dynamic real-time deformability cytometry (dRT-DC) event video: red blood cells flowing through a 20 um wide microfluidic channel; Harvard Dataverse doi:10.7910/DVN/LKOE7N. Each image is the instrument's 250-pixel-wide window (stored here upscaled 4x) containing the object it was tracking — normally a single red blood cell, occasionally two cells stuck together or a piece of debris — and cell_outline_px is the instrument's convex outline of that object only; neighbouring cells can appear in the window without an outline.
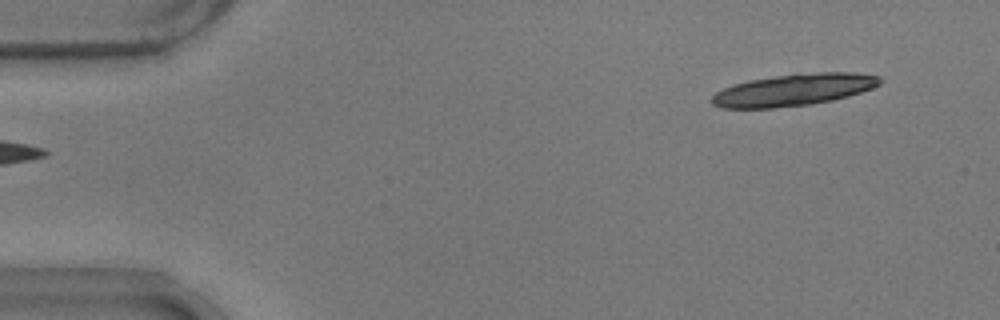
{"species": "common noctule bat (a hibernating species)", "species_latin": "Nyctalus noctula", "temperature_condition": "warm", "stored_images_in_passage": 16, "camera_frame_rate_fps": 3000, "um_per_image_px": 0.085, "animal": {"sex": "male", "body_mass_g": 17.9}, "frame": {"image": 1, "passage_image": 1, "time_ms": 0.0, "image_size_px": [1000, 320], "cell_outline_px": [[884, 80], [880, 84], [872, 88], [848, 96], [832, 100], [812, 104], [772, 108], [720, 108], [712, 104], [712, 96], [716, 92], [732, 84], [748, 80], [776, 76], [820, 72], [852, 72], [880, 76]], "centroid_in_image_um": [67.47, 7.64], "position_along_channel_um": 17.5, "area_um2": 31.15}}